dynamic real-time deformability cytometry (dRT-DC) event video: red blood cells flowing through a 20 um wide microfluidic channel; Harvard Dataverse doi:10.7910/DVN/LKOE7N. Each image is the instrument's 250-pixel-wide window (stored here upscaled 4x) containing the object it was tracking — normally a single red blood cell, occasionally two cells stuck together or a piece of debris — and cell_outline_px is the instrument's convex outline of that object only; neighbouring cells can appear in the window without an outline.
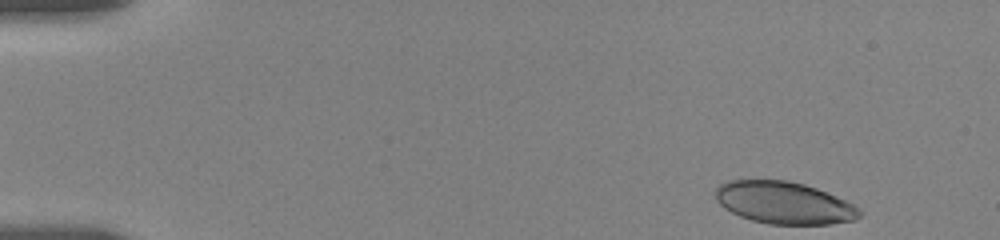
{"species": "human", "species_latin": "Homo sapiens", "temperature_condition": "room temperature", "stored_images_in_passage": 46, "camera_frame_rate_fps": 3000, "um_per_image_px": 0.085, "donor": {"sex": "female"}, "frame": {"image": 1, "passage_image": 1, "time_ms": 0.0, "image_size_px": [1000, 240], "cell_outline_px": [[860, 216], [856, 220], [828, 224], [768, 224], [752, 220], [740, 216], [724, 208], [716, 200], [716, 188], [720, 184], [728, 180], [788, 180], [804, 184], [816, 188], [836, 196], [860, 208]], "centroid_in_image_um": [66.63, 17.23], "position_along_channel_um": 18.4, "area_um2": 35.32}}
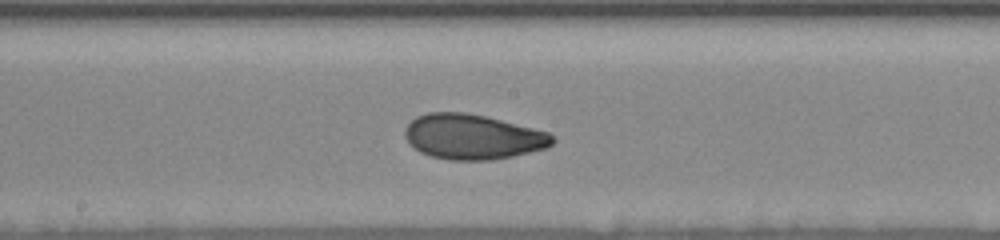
{"frame": {"image": 2, "passage_image": 26, "time_ms": 8.333, "image_size_px": [1000, 240], "cell_outline_px": [[556, 140], [548, 148], [512, 156], [488, 160], [448, 160], [432, 156], [420, 152], [404, 136], [404, 132], [408, 124], [416, 116], [428, 112], [464, 112], [484, 116], [548, 132]], "centroid_in_image_um": [40.18, 11.63], "position_along_channel_um": 208.0, "area_um2": 38.44}}
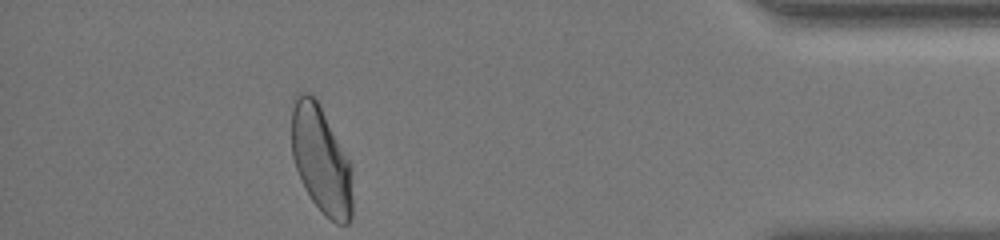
{"frame": {"image": 3, "passage_image": 46, "time_ms": 15.0, "image_size_px": [1000, 240], "cell_outline_px": [[352, 216], [348, 224], [336, 224], [312, 200], [300, 180], [292, 156], [292, 96], [296, 92], [308, 92], [320, 104], [352, 164]], "centroid_in_image_um": [27.3, 13.53], "position_along_channel_um": 407.9, "area_um2": 38.55}, "authors_computed_cell_mechanics": {"area_um2": 38.1769, "velocity_mm_per_s": 3.6278, "shape_relaxation_time_tau1_ms": 5.9353, "shape_relaxation_time_tau2_ms": 1.2845, "deformation_change_tau1": 0.1658, "deformation_change_tau2": 0.0592}}